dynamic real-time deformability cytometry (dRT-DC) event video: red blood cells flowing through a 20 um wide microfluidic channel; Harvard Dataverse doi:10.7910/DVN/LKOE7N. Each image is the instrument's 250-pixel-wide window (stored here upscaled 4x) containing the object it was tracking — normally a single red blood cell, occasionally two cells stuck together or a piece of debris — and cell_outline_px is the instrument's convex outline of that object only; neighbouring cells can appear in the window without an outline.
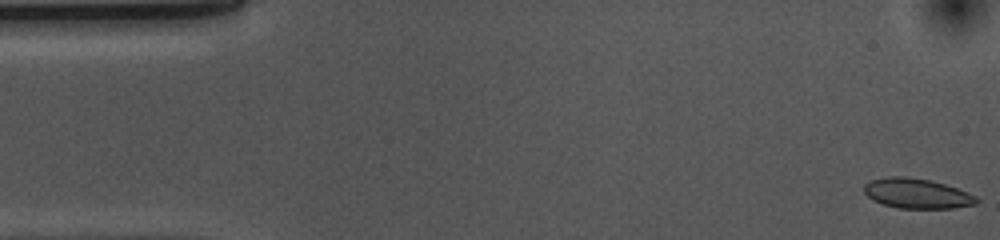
{"species": "common noctule bat (a hibernating species)", "species_latin": "Nyctalus noctula", "temperature_condition": "cold", "stored_images_in_passage": 53, "camera_frame_rate_fps": 3000, "um_per_image_px": 0.085, "animal": {"sex": "female", "body_mass_g": 10.0, "forearm_length_mm": 53.1}, "frame": {"image": 1, "passage_image": 1, "time_ms": 0.0, "image_size_px": [1000, 240], "cell_outline_px": [[980, 200], [976, 204], [952, 208], [896, 208], [872, 200], [864, 192], [864, 184], [872, 180], [888, 176], [904, 176], [928, 180], [944, 184], [968, 192], [976, 196]], "centroid_in_image_um": [77.93, 16.45], "position_along_channel_um": 7.1, "area_um2": 19.54}}
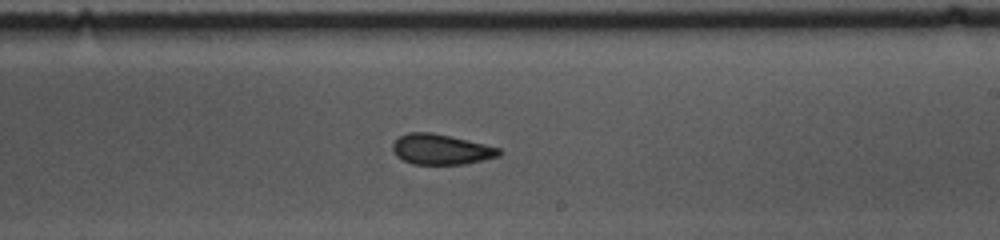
{"frame": {"image": 2, "passage_image": 30, "time_ms": 9.667, "image_size_px": [1000, 240], "cell_outline_px": [[500, 156], [484, 160], [464, 164], [412, 164], [396, 156], [392, 148], [392, 144], [400, 136], [408, 132], [432, 132], [468, 140], [500, 148]], "centroid_in_image_um": [37.48, 12.69], "position_along_channel_um": 251.5, "area_um2": 18.79}}
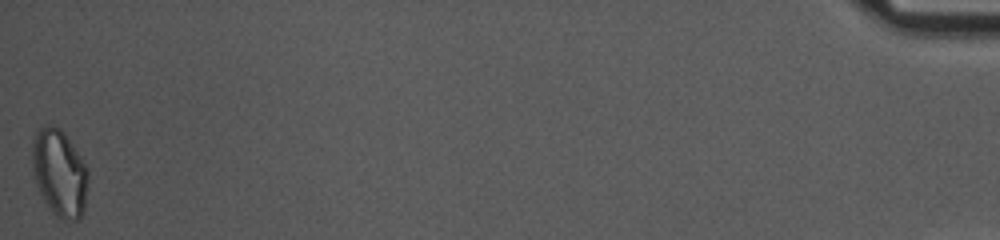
{"frame": {"image": 3, "passage_image": 53, "time_ms": 17.333, "image_size_px": [1000, 240], "cell_outline_px": [[88, 180], [84, 212], [76, 220], [60, 220], [52, 212], [44, 200], [36, 184], [32, 164], [32, 140], [36, 132], [40, 128], [48, 124], [52, 124], [60, 128], [64, 132], [88, 168]], "centroid_in_image_um": [5.06, 14.69], "position_along_channel_um": 430.1, "area_um2": 28.5}, "authors_computed_cell_mechanics": {"area_um2": 19.7098, "velocity_mm_per_s": 3.68, "shape_relaxation_time_tau1_ms": 10.8234, "shape_relaxation_time_tau2_ms": 2.8432, "deformation_change_tau1": 0.1441, "deformation_change_tau2": 0.0716}}